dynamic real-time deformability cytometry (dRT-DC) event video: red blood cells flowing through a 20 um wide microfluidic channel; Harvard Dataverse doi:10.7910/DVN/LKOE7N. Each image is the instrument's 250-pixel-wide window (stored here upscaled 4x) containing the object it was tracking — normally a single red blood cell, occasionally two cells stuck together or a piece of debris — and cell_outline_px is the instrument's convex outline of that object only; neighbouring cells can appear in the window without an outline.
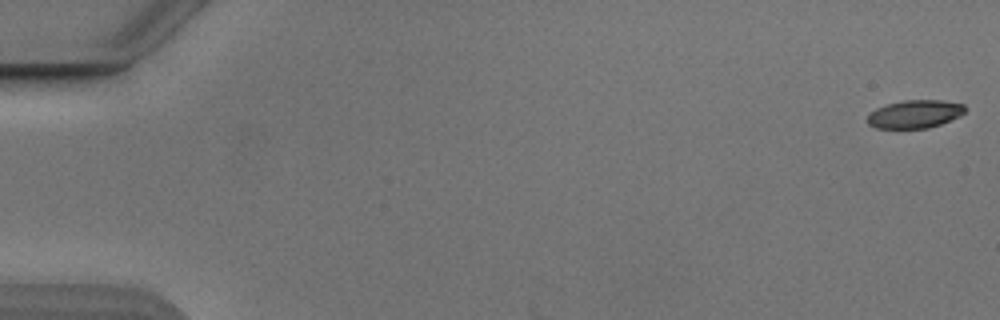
{"species": "Egyptian fruit bat (a non-hibernating species)", "species_latin": "Rousettus aegyptiacus", "temperature_condition": "cold", "stored_images_in_passage": 6, "camera_frame_rate_fps": 3000, "um_per_image_px": 0.085, "animal": {"sex": "male"}, "frame": {"image": 1, "passage_image": 1, "time_ms": 0.0, "image_size_px": [1000, 320], "cell_outline_px": [[964, 112], [960, 116], [940, 124], [928, 128], [876, 128], [868, 124], [868, 116], [876, 108], [888, 104], [904, 100], [944, 100], [964, 104]], "centroid_in_image_um": [77.77, 9.69], "position_along_channel_um": 7.2, "area_um2": 15.84}}